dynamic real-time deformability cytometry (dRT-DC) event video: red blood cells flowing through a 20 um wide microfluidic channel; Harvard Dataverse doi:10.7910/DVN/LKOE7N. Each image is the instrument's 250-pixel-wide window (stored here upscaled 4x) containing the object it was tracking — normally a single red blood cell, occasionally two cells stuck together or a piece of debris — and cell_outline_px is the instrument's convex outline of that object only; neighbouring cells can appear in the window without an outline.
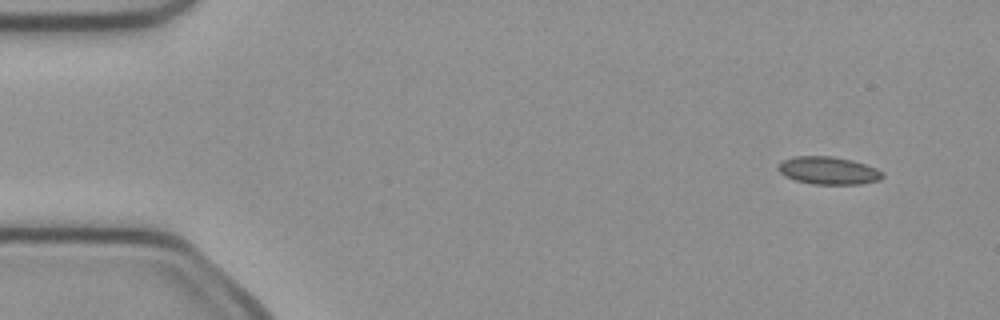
{"species": "common noctule bat (a hibernating species)", "species_latin": "Nyctalus noctula", "temperature_condition": "cold", "stored_images_in_passage": 4, "camera_frame_rate_fps": 3000, "um_per_image_px": 0.085, "animal": {"sex": "female", "body_mass_g": 21.9}, "frame": {"image": 1, "passage_image": 1, "time_ms": 0.0, "image_size_px": [1000, 320], "cell_outline_px": [[884, 176], [880, 180], [860, 184], [812, 184], [796, 180], [784, 176], [776, 168], [784, 160], [792, 156], [832, 156], [852, 160], [876, 168], [884, 172]], "centroid_in_image_um": [70.42, 14.5], "position_along_channel_um": 14.6, "area_um2": 16.88}}